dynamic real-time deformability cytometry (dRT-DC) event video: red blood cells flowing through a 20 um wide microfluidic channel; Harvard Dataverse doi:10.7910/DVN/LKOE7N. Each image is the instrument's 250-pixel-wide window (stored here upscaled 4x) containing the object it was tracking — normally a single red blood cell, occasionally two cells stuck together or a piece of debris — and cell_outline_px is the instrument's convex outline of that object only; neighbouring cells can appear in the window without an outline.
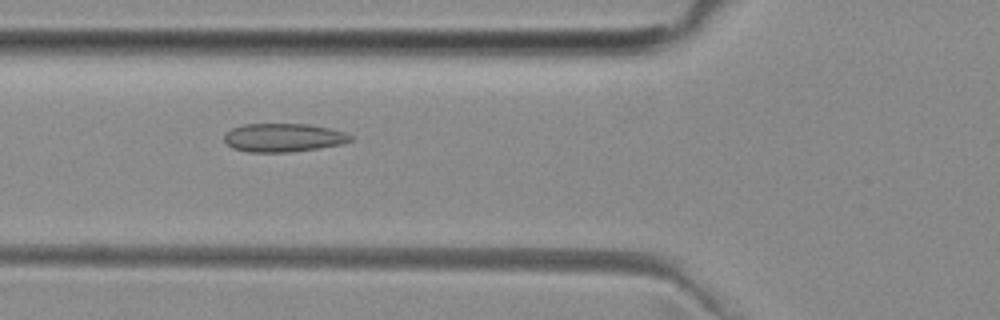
{"species": "common noctule bat (a hibernating species)", "species_latin": "Nyctalus noctula", "temperature_condition": "room temperature", "stored_images_in_passage": 38, "camera_frame_rate_fps": 3000, "um_per_image_px": 0.085, "animal": {"sex": "female", "body_mass_g": 29.2, "forearm_length_mm": 56.3}, "frame": {"image": 1, "passage_image": 5, "time_ms": 1.333, "image_size_px": [1000, 320], "cell_outline_px": [[352, 140], [340, 144], [320, 148], [292, 152], [248, 152], [232, 148], [224, 140], [224, 136], [232, 128], [244, 124], [308, 124], [328, 128], [344, 132], [352, 136]], "centroid_in_image_um": [24.08, 11.7], "position_along_channel_um": 101.7, "area_um2": 20.87}}
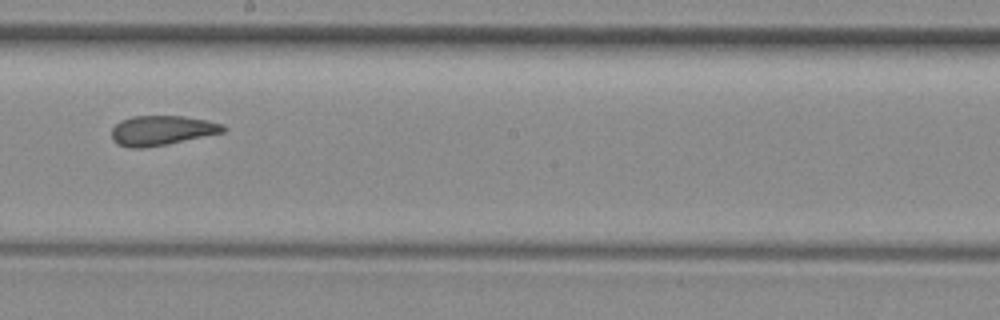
{"frame": {"image": 2, "passage_image": 15, "time_ms": 4.667, "image_size_px": [1000, 320], "cell_outline_px": [[228, 128], [224, 132], [168, 144], [144, 148], [128, 148], [116, 144], [112, 140], [112, 128], [120, 120], [132, 116], [184, 116], [224, 124]], "centroid_in_image_um": [13.73, 11.09], "position_along_channel_um": 234.5, "area_um2": 19.48}}
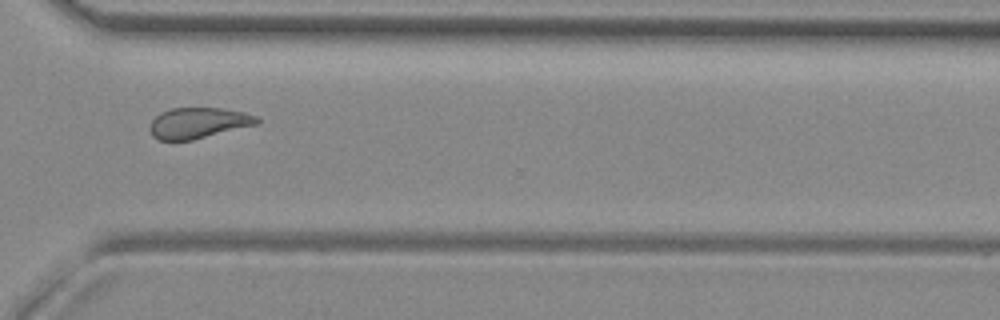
{"frame": {"image": 3, "passage_image": 24, "time_ms": 7.667, "image_size_px": [1000, 320], "cell_outline_px": [[260, 124], [192, 140], [160, 140], [152, 136], [152, 120], [160, 112], [172, 108], [224, 108], [244, 112], [260, 116]], "centroid_in_image_um": [16.95, 10.44], "position_along_channel_um": 353.7, "area_um2": 19.31}, "authors_computed_cell_mechanics": {"area_um2": 20.0855, "velocity_mm_per_s": 3.9794, "shape_relaxation_time_tau1_ms": null, "shape_relaxation_time_tau2_ms": 1.7127, "deformation_change_tau1": null, "deformation_change_tau2": 0.0878}}